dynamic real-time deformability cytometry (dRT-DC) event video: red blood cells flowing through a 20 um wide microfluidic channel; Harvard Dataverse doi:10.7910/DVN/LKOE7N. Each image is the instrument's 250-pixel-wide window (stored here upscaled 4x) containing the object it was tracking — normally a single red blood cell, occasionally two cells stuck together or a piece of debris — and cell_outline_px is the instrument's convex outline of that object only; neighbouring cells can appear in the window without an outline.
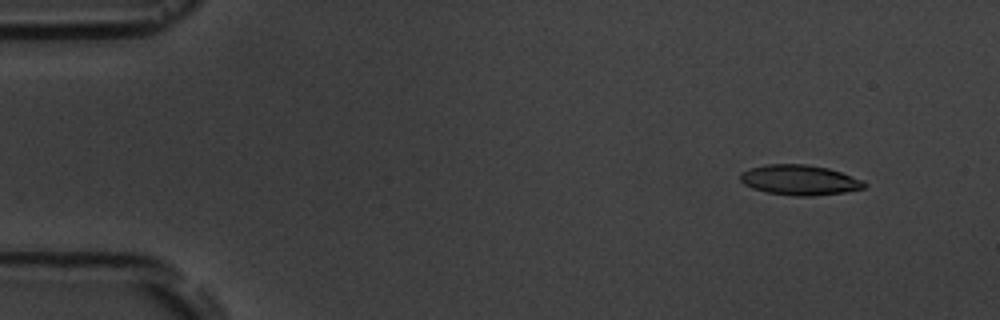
{"species": "common noctule bat (a hibernating species)", "species_latin": "Nyctalus noctula", "temperature_condition": "room temperature", "stored_images_in_passage": 6, "camera_frame_rate_fps": 3000, "um_per_image_px": 0.085, "animal": {"sex": "male", "body_mass_g": 19.5, "forearm_length_mm": 54.6}, "frame": {"image": 1, "passage_image": 2, "time_ms": 1.0, "image_size_px": [1000, 320], "cell_outline_px": [[868, 184], [864, 188], [844, 192], [812, 196], [796, 196], [768, 192], [752, 188], [744, 184], [740, 180], [740, 172], [748, 168], [768, 164], [804, 164], [828, 168], [864, 180]], "centroid_in_image_um": [67.96, 15.29], "position_along_channel_um": 17.0, "area_um2": 21.79}}
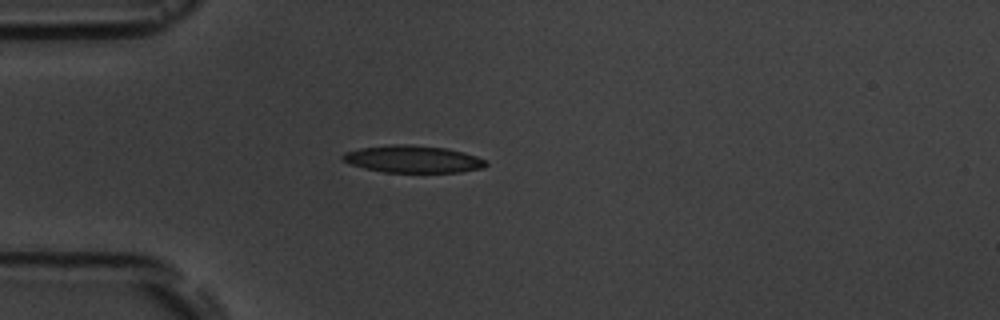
{"frame": {"image": 2, "passage_image": 5, "time_ms": 4.333, "image_size_px": [1000, 320], "cell_outline_px": [[488, 164], [484, 168], [460, 172], [384, 172], [364, 168], [340, 160], [340, 156], [344, 152], [360, 148], [388, 144], [412, 144], [448, 148], [464, 152], [476, 156], [484, 160]], "centroid_in_image_um": [35.07, 13.51], "position_along_channel_um": 49.9, "area_um2": 22.95}}